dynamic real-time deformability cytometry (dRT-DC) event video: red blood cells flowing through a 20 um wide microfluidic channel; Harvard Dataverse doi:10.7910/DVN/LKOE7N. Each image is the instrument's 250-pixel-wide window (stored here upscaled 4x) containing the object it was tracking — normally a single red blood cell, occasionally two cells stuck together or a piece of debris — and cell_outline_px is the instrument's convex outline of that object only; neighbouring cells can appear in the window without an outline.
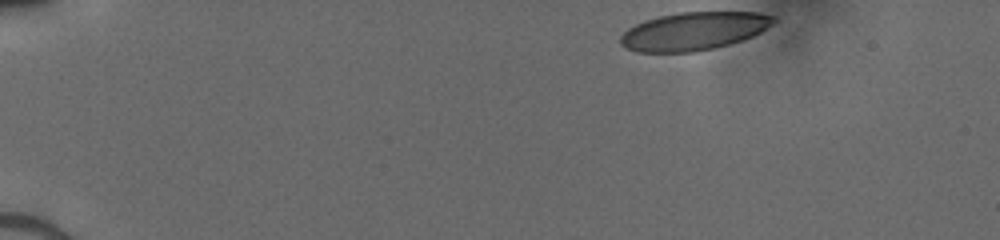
{"species": "human", "species_latin": "Homo sapiens", "temperature_condition": "cold", "stored_images_in_passage": 38, "camera_frame_rate_fps": 3000, "um_per_image_px": 0.085, "donor": {"sex": "male"}, "frame": {"image": 1, "passage_image": 1, "time_ms": 0.0, "image_size_px": [1000, 240], "cell_outline_px": [[776, 20], [772, 24], [760, 32], [752, 36], [728, 44], [696, 52], [636, 52], [624, 48], [620, 44], [620, 36], [628, 28], [644, 20], [660, 16], [680, 12], [756, 12], [776, 16]], "centroid_in_image_um": [58.94, 2.64], "position_along_channel_um": 26.1, "area_um2": 33.93}}
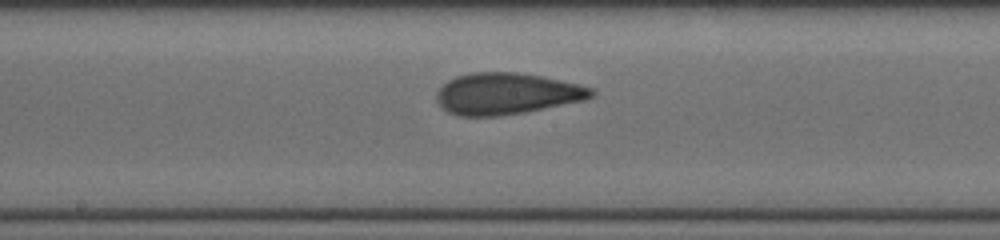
{"frame": {"image": 2, "passage_image": 22, "time_ms": 7.0, "image_size_px": [1000, 240], "cell_outline_px": [[596, 92], [592, 96], [584, 100], [524, 112], [500, 116], [460, 116], [448, 112], [436, 100], [436, 92], [448, 80], [456, 76], [472, 72], [516, 72], [540, 76], [576, 84], [592, 88]], "centroid_in_image_um": [43.03, 7.96], "position_along_channel_um": 205.2, "area_um2": 37.11}}
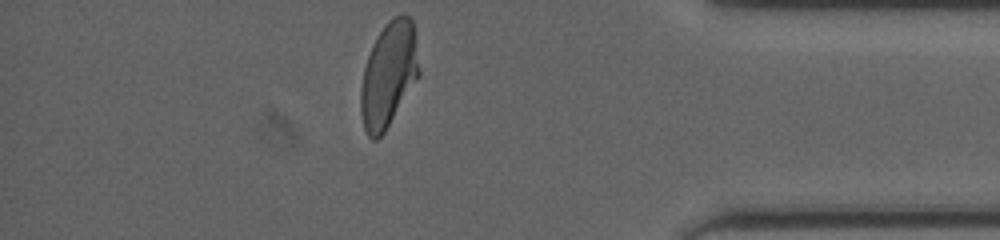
{"frame": {"image": 3, "passage_image": 38, "time_ms": 12.333, "image_size_px": [1000, 240], "cell_outline_px": [[420, 76], [384, 132], [376, 140], [372, 140], [368, 136], [364, 128], [360, 112], [360, 88], [364, 68], [368, 56], [380, 32], [388, 20], [400, 12], [404, 12], [412, 20], [420, 72]], "centroid_in_image_um": [33.03, 6.35], "position_along_channel_um": 402.2, "area_um2": 35.55}}